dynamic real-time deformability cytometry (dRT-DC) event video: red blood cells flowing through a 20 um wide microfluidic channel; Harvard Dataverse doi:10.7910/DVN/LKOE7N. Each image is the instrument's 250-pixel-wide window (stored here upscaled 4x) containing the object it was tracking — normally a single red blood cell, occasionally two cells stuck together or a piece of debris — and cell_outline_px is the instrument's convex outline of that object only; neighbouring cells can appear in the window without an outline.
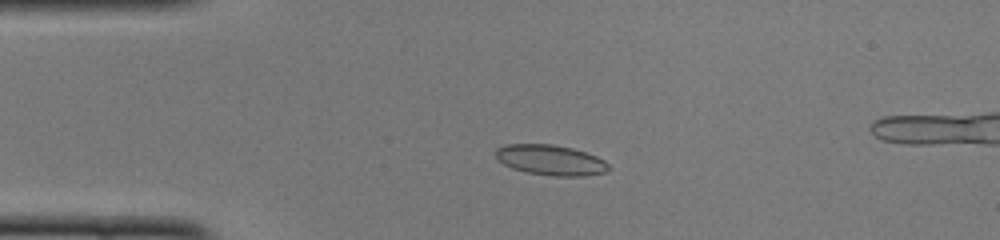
{"species": "common noctule bat (a hibernating species)", "species_latin": "Nyctalus noctula", "temperature_condition": "cold", "stored_images_in_passage": 49, "camera_frame_rate_fps": 3000, "um_per_image_px": 0.085, "animal": {"sex": "female", "body_mass_g": 22.0, "forearm_length_mm": 56.7}, "frame": {"image": 1, "passage_image": 10, "time_ms": 3.0, "image_size_px": [1000, 240], "cell_outline_px": [[608, 168], [604, 172], [584, 176], [552, 176], [528, 172], [512, 168], [504, 164], [496, 156], [496, 148], [504, 144], [552, 144], [572, 148], [596, 156], [604, 160], [608, 164]], "centroid_in_image_um": [46.78, 13.6], "position_along_channel_um": 38.2, "area_um2": 19.77}}
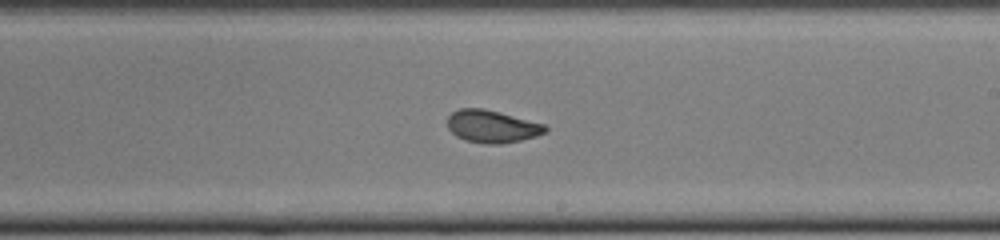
{"frame": {"image": 2, "passage_image": 28, "time_ms": 9.0, "image_size_px": [1000, 240], "cell_outline_px": [[548, 132], [536, 136], [520, 140], [500, 144], [484, 144], [464, 140], [456, 136], [448, 128], [448, 116], [452, 112], [460, 108], [484, 108], [500, 112], [544, 124], [548, 128]], "centroid_in_image_um": [41.82, 10.75], "position_along_channel_um": 247.2, "area_um2": 18.61}}
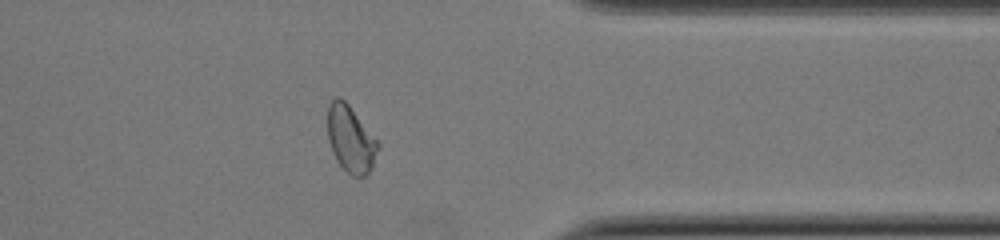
{"frame": {"image": 3, "passage_image": 39, "time_ms": 12.667, "image_size_px": [1000, 240], "cell_outline_px": [[380, 144], [372, 168], [364, 176], [352, 176], [336, 160], [332, 152], [328, 140], [328, 104], [336, 96], [340, 96], [348, 104]], "centroid_in_image_um": [29.79, 11.81], "position_along_channel_um": 381.6, "area_um2": 19.36}, "authors_computed_cell_mechanics": {"area_um2": 19.0162, "velocity_mm_per_s": 3.9558, "shape_relaxation_time_tau1_ms": 8.1635, "shape_relaxation_time_tau2_ms": 1.2229, "deformation_change_tau1": 0.1947, "deformation_change_tau2": 0.0541}}